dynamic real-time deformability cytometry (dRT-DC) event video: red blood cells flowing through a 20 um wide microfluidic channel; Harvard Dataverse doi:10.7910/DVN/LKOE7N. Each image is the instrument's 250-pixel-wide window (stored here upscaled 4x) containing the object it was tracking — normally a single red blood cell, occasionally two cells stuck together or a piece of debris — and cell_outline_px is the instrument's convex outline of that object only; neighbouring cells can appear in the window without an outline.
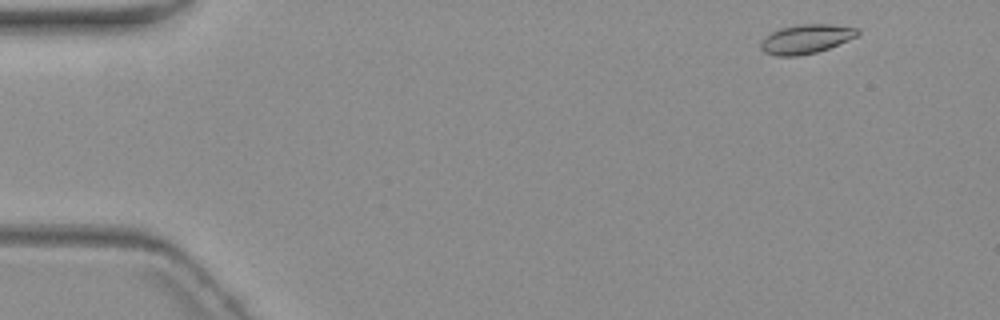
{"species": "common noctule bat (a hibernating species)", "species_latin": "Nyctalus noctula", "temperature_condition": "warm", "stored_images_in_passage": 4, "camera_frame_rate_fps": 3000, "um_per_image_px": 0.085, "animal": {"sex": "female", "body_mass_g": 19.3, "forearm_length_mm": 54.1}, "frame": {"image": 1, "passage_image": 1, "time_ms": 0.0, "image_size_px": [1000, 320], "cell_outline_px": [[860, 32], [856, 36], [848, 40], [828, 48], [816, 52], [796, 56], [776, 56], [764, 52], [760, 48], [760, 40], [764, 36], [780, 28], [800, 24], [832, 24], [860, 28]], "centroid_in_image_um": [68.49, 3.3], "position_along_channel_um": 16.5, "area_um2": 16.53}}
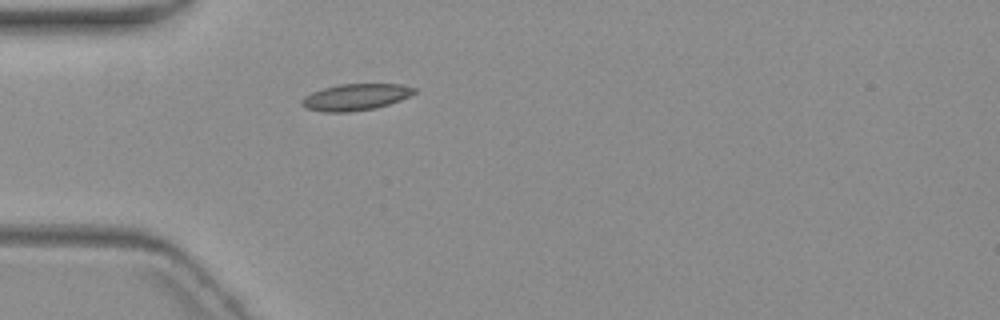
{"frame": {"image": 2, "passage_image": 4, "time_ms": 4.0, "image_size_px": [1000, 320], "cell_outline_px": [[416, 92], [400, 100], [376, 108], [348, 112], [324, 112], [304, 108], [300, 104], [300, 100], [304, 96], [312, 92], [324, 88], [340, 84], [400, 84], [416, 88]], "centroid_in_image_um": [30.18, 8.25], "position_along_channel_um": 54.8, "area_um2": 17.4}}